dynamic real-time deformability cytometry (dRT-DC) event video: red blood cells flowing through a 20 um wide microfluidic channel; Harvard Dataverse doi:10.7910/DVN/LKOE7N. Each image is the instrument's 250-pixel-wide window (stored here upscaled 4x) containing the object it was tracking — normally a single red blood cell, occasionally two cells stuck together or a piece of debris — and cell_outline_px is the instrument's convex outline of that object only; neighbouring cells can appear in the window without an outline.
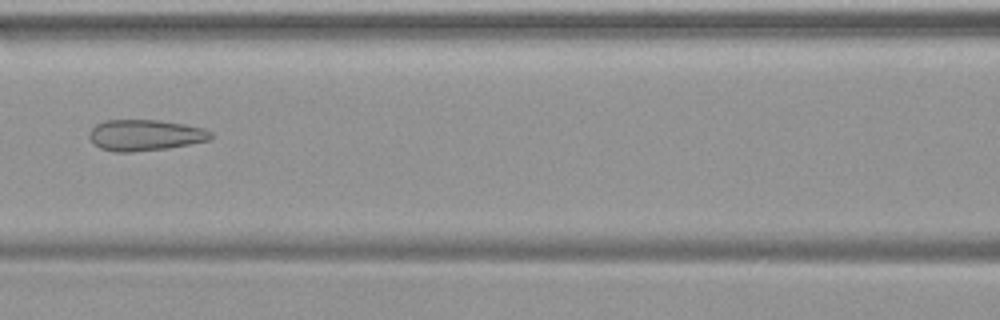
{"species": "common noctule bat (a hibernating species)", "species_latin": "Nyctalus noctula", "temperature_condition": "warm", "stored_images_in_passage": 48, "camera_frame_rate_fps": 3000, "um_per_image_px": 0.085, "animal": {"sex": "female", "body_mass_g": 19.9}, "frame": {"image": 1, "passage_image": 22, "time_ms": 7.0, "image_size_px": [1000, 320], "cell_outline_px": [[216, 136], [212, 140], [168, 148], [132, 152], [112, 152], [100, 148], [88, 136], [88, 132], [96, 124], [104, 120], [160, 120], [184, 124], [204, 128], [212, 132]], "centroid_in_image_um": [12.38, 11.49], "position_along_channel_um": 154.2, "area_um2": 22.31}}
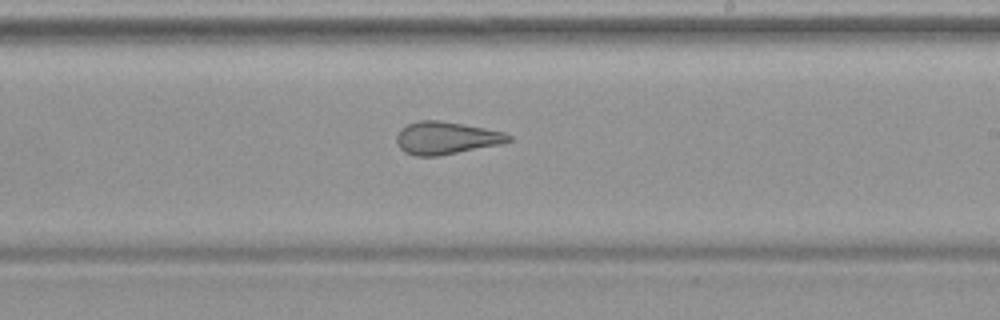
{"frame": {"image": 2, "passage_image": 29, "time_ms": 9.333, "image_size_px": [1000, 320], "cell_outline_px": [[512, 140], [500, 144], [440, 156], [416, 156], [404, 152], [396, 144], [396, 136], [400, 128], [408, 124], [420, 120], [440, 120], [464, 124], [504, 132], [512, 136]], "centroid_in_image_um": [37.89, 11.73], "position_along_channel_um": 251.1, "area_um2": 21.39}}
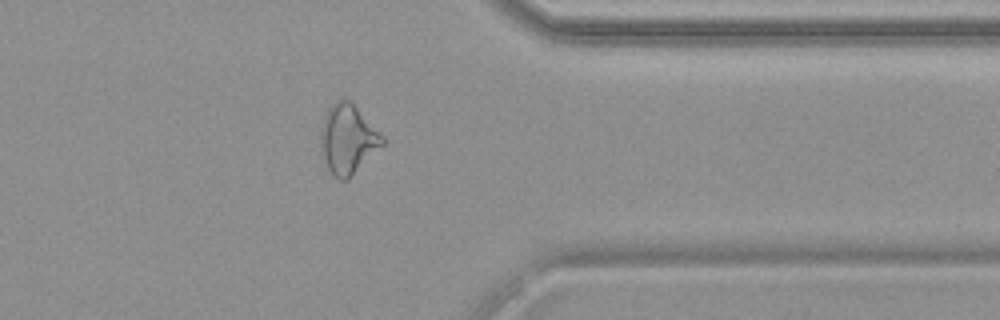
{"frame": {"image": 3, "passage_image": 39, "time_ms": 12.667, "image_size_px": [1000, 320], "cell_outline_px": [[384, 144], [348, 180], [340, 180], [332, 176], [328, 168], [320, 148], [320, 128], [324, 116], [328, 108], [336, 100], [352, 100], [384, 136]], "centroid_in_image_um": [29.57, 11.82], "position_along_channel_um": 381.8, "area_um2": 25.32}}